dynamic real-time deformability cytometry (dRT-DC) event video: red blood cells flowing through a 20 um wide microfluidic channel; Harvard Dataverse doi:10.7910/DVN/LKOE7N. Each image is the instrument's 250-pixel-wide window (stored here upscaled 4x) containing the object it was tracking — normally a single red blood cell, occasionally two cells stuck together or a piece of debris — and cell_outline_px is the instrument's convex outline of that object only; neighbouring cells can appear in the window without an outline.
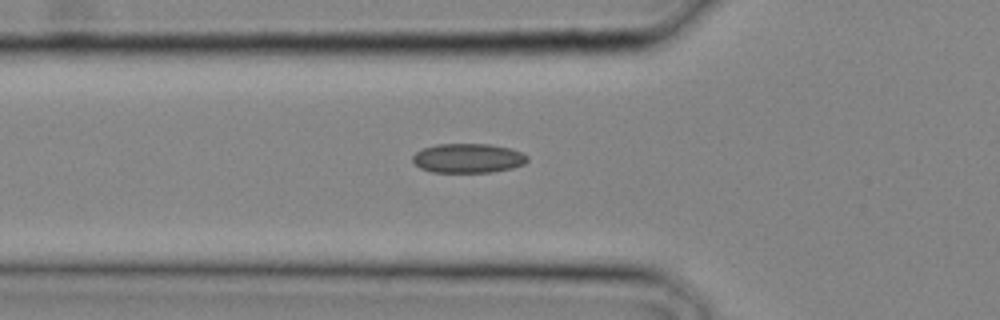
{"species": "common noctule bat (a hibernating species)", "species_latin": "Nyctalus noctula", "temperature_condition": "cold", "stored_images_in_passage": 20, "camera_frame_rate_fps": 3000, "um_per_image_px": 0.085, "animal": {"sex": "male", "body_mass_g": 20.4}, "frame": {"image": 1, "passage_image": 2, "time_ms": 0.333, "image_size_px": [1000, 320], "cell_outline_px": [[528, 160], [524, 164], [512, 168], [492, 172], [432, 172], [420, 168], [412, 160], [412, 156], [416, 152], [424, 148], [436, 144], [488, 144], [512, 148], [528, 156]], "centroid_in_image_um": [39.79, 13.44], "position_along_channel_um": 86.0, "area_um2": 19.65}}
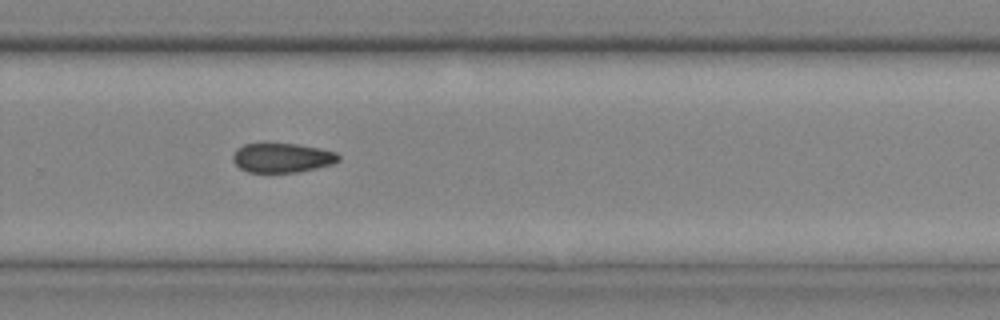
{"frame": {"image": 2, "passage_image": 12, "time_ms": 3.667, "image_size_px": [1000, 320], "cell_outline_px": [[340, 160], [332, 164], [316, 168], [296, 172], [248, 172], [240, 168], [232, 160], [232, 156], [236, 148], [244, 144], [296, 144], [320, 148], [336, 152], [340, 156]], "centroid_in_image_um": [23.98, 13.41], "position_along_channel_um": 305.8, "area_um2": 18.03}}
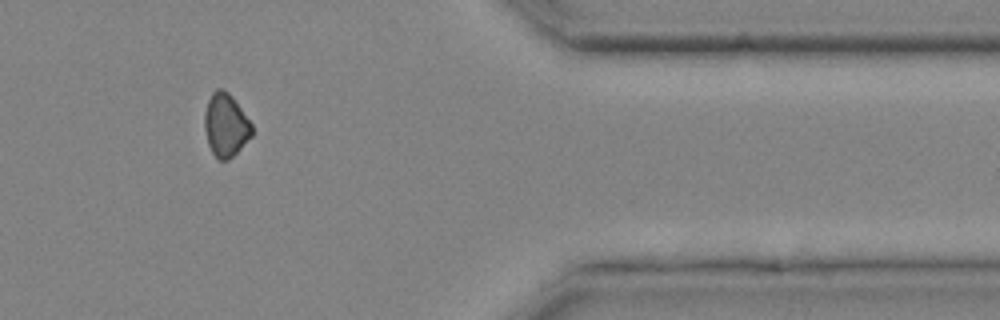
{"frame": {"image": 3, "passage_image": 17, "time_ms": 5.333, "image_size_px": [1000, 320], "cell_outline_px": [[252, 136], [228, 160], [220, 160], [212, 152], [208, 144], [204, 128], [204, 112], [208, 100], [212, 92], [216, 88], [224, 88], [232, 96], [252, 124]], "centroid_in_image_um": [19.17, 10.6], "position_along_channel_um": 392.2, "area_um2": 17.4}}